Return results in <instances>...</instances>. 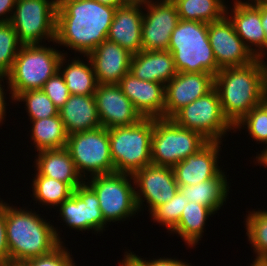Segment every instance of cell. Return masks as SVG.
<instances>
[{
	"label": "cell",
	"instance_id": "d6a6232c",
	"mask_svg": "<svg viewBox=\"0 0 267 266\" xmlns=\"http://www.w3.org/2000/svg\"><path fill=\"white\" fill-rule=\"evenodd\" d=\"M13 101L25 104V110L30 120L50 118L59 114L58 108L42 89L22 92Z\"/></svg>",
	"mask_w": 267,
	"mask_h": 266
},
{
	"label": "cell",
	"instance_id": "1f68e13d",
	"mask_svg": "<svg viewBox=\"0 0 267 266\" xmlns=\"http://www.w3.org/2000/svg\"><path fill=\"white\" fill-rule=\"evenodd\" d=\"M244 220L246 236L255 253L253 261H267V210L248 211Z\"/></svg>",
	"mask_w": 267,
	"mask_h": 266
},
{
	"label": "cell",
	"instance_id": "60d3db41",
	"mask_svg": "<svg viewBox=\"0 0 267 266\" xmlns=\"http://www.w3.org/2000/svg\"><path fill=\"white\" fill-rule=\"evenodd\" d=\"M4 81H6V82H4ZM3 82V83H2ZM6 83V85L8 84V75H6L4 72H2L1 70H0V124L2 123L3 124V121L5 120V118H6V102L7 101H5V100H7L6 99V94H5V85H3V84H5Z\"/></svg>",
	"mask_w": 267,
	"mask_h": 266
},
{
	"label": "cell",
	"instance_id": "cb8c5ba5",
	"mask_svg": "<svg viewBox=\"0 0 267 266\" xmlns=\"http://www.w3.org/2000/svg\"><path fill=\"white\" fill-rule=\"evenodd\" d=\"M59 115L68 135L101 127L94 95H70Z\"/></svg>",
	"mask_w": 267,
	"mask_h": 266
},
{
	"label": "cell",
	"instance_id": "bcb514c9",
	"mask_svg": "<svg viewBox=\"0 0 267 266\" xmlns=\"http://www.w3.org/2000/svg\"><path fill=\"white\" fill-rule=\"evenodd\" d=\"M150 0H120L122 6L144 7Z\"/></svg>",
	"mask_w": 267,
	"mask_h": 266
},
{
	"label": "cell",
	"instance_id": "30bf717a",
	"mask_svg": "<svg viewBox=\"0 0 267 266\" xmlns=\"http://www.w3.org/2000/svg\"><path fill=\"white\" fill-rule=\"evenodd\" d=\"M66 149L74 161L77 172L82 178L84 177V181L88 177L114 172L107 128L101 126L68 135Z\"/></svg>",
	"mask_w": 267,
	"mask_h": 266
},
{
	"label": "cell",
	"instance_id": "ee69618b",
	"mask_svg": "<svg viewBox=\"0 0 267 266\" xmlns=\"http://www.w3.org/2000/svg\"><path fill=\"white\" fill-rule=\"evenodd\" d=\"M260 13H261V21H262V26L264 28L265 31V36H266V54L262 55L259 59H266V55H267V6H256Z\"/></svg>",
	"mask_w": 267,
	"mask_h": 266
},
{
	"label": "cell",
	"instance_id": "f546056e",
	"mask_svg": "<svg viewBox=\"0 0 267 266\" xmlns=\"http://www.w3.org/2000/svg\"><path fill=\"white\" fill-rule=\"evenodd\" d=\"M179 19L211 23L226 15L225 0H171Z\"/></svg>",
	"mask_w": 267,
	"mask_h": 266
},
{
	"label": "cell",
	"instance_id": "e575fe53",
	"mask_svg": "<svg viewBox=\"0 0 267 266\" xmlns=\"http://www.w3.org/2000/svg\"><path fill=\"white\" fill-rule=\"evenodd\" d=\"M22 44L10 22L0 23V70L8 75Z\"/></svg>",
	"mask_w": 267,
	"mask_h": 266
},
{
	"label": "cell",
	"instance_id": "603a6c76",
	"mask_svg": "<svg viewBox=\"0 0 267 266\" xmlns=\"http://www.w3.org/2000/svg\"><path fill=\"white\" fill-rule=\"evenodd\" d=\"M129 72L140 80L164 85L178 73L173 55L168 50H141L133 54Z\"/></svg>",
	"mask_w": 267,
	"mask_h": 266
},
{
	"label": "cell",
	"instance_id": "4dcf8cb0",
	"mask_svg": "<svg viewBox=\"0 0 267 266\" xmlns=\"http://www.w3.org/2000/svg\"><path fill=\"white\" fill-rule=\"evenodd\" d=\"M34 176L31 182L33 192L31 196L40 206L55 209L74 192L67 183L42 176L38 172L34 173Z\"/></svg>",
	"mask_w": 267,
	"mask_h": 266
},
{
	"label": "cell",
	"instance_id": "836d02e7",
	"mask_svg": "<svg viewBox=\"0 0 267 266\" xmlns=\"http://www.w3.org/2000/svg\"><path fill=\"white\" fill-rule=\"evenodd\" d=\"M188 203V199L178 190L170 201L159 205L150 213L151 221L159 223V226L164 225L167 232H170L178 224Z\"/></svg>",
	"mask_w": 267,
	"mask_h": 266
},
{
	"label": "cell",
	"instance_id": "d6986e66",
	"mask_svg": "<svg viewBox=\"0 0 267 266\" xmlns=\"http://www.w3.org/2000/svg\"><path fill=\"white\" fill-rule=\"evenodd\" d=\"M221 144L220 141H209L198 152L177 163L173 171L178 186H193L219 176L223 172L218 165Z\"/></svg>",
	"mask_w": 267,
	"mask_h": 266
},
{
	"label": "cell",
	"instance_id": "44dd1931",
	"mask_svg": "<svg viewBox=\"0 0 267 266\" xmlns=\"http://www.w3.org/2000/svg\"><path fill=\"white\" fill-rule=\"evenodd\" d=\"M118 85L144 118H164V84L140 80L128 72Z\"/></svg>",
	"mask_w": 267,
	"mask_h": 266
},
{
	"label": "cell",
	"instance_id": "c3c4849f",
	"mask_svg": "<svg viewBox=\"0 0 267 266\" xmlns=\"http://www.w3.org/2000/svg\"><path fill=\"white\" fill-rule=\"evenodd\" d=\"M267 115V93H264L258 105Z\"/></svg>",
	"mask_w": 267,
	"mask_h": 266
},
{
	"label": "cell",
	"instance_id": "7a4b0ae2",
	"mask_svg": "<svg viewBox=\"0 0 267 266\" xmlns=\"http://www.w3.org/2000/svg\"><path fill=\"white\" fill-rule=\"evenodd\" d=\"M39 210L15 207L5 202V225L10 266L51 253L62 241L60 231L43 219ZM48 221V222H47ZM52 224V225H51Z\"/></svg>",
	"mask_w": 267,
	"mask_h": 266
},
{
	"label": "cell",
	"instance_id": "277c9868",
	"mask_svg": "<svg viewBox=\"0 0 267 266\" xmlns=\"http://www.w3.org/2000/svg\"><path fill=\"white\" fill-rule=\"evenodd\" d=\"M168 51L173 55L177 72L211 73L220 68L208 38V23L179 19L171 34Z\"/></svg>",
	"mask_w": 267,
	"mask_h": 266
},
{
	"label": "cell",
	"instance_id": "6da1fadb",
	"mask_svg": "<svg viewBox=\"0 0 267 266\" xmlns=\"http://www.w3.org/2000/svg\"><path fill=\"white\" fill-rule=\"evenodd\" d=\"M115 9L96 0H58L55 44L88 55L107 39Z\"/></svg>",
	"mask_w": 267,
	"mask_h": 266
},
{
	"label": "cell",
	"instance_id": "8d00e7d4",
	"mask_svg": "<svg viewBox=\"0 0 267 266\" xmlns=\"http://www.w3.org/2000/svg\"><path fill=\"white\" fill-rule=\"evenodd\" d=\"M64 245V243H61L51 253L30 258L18 266H77L73 257H71L72 253L70 255L68 247Z\"/></svg>",
	"mask_w": 267,
	"mask_h": 266
},
{
	"label": "cell",
	"instance_id": "ffe728a7",
	"mask_svg": "<svg viewBox=\"0 0 267 266\" xmlns=\"http://www.w3.org/2000/svg\"><path fill=\"white\" fill-rule=\"evenodd\" d=\"M132 55L117 43L106 39L87 56L98 84H118L130 71Z\"/></svg>",
	"mask_w": 267,
	"mask_h": 266
},
{
	"label": "cell",
	"instance_id": "2e32d148",
	"mask_svg": "<svg viewBox=\"0 0 267 266\" xmlns=\"http://www.w3.org/2000/svg\"><path fill=\"white\" fill-rule=\"evenodd\" d=\"M94 97L104 128L131 126L144 118L118 84H98Z\"/></svg>",
	"mask_w": 267,
	"mask_h": 266
},
{
	"label": "cell",
	"instance_id": "7c38bea8",
	"mask_svg": "<svg viewBox=\"0 0 267 266\" xmlns=\"http://www.w3.org/2000/svg\"><path fill=\"white\" fill-rule=\"evenodd\" d=\"M132 176L139 212L144 210L143 205H148L150 214L159 205L170 201L179 190L172 167L150 164Z\"/></svg>",
	"mask_w": 267,
	"mask_h": 266
},
{
	"label": "cell",
	"instance_id": "7402d4cb",
	"mask_svg": "<svg viewBox=\"0 0 267 266\" xmlns=\"http://www.w3.org/2000/svg\"><path fill=\"white\" fill-rule=\"evenodd\" d=\"M143 7L122 6L115 9L107 39L137 54L142 50Z\"/></svg>",
	"mask_w": 267,
	"mask_h": 266
},
{
	"label": "cell",
	"instance_id": "5bb4252c",
	"mask_svg": "<svg viewBox=\"0 0 267 266\" xmlns=\"http://www.w3.org/2000/svg\"><path fill=\"white\" fill-rule=\"evenodd\" d=\"M144 7L142 50H168L171 34L179 21L175 4L171 0H150Z\"/></svg>",
	"mask_w": 267,
	"mask_h": 266
},
{
	"label": "cell",
	"instance_id": "4fadbf2b",
	"mask_svg": "<svg viewBox=\"0 0 267 266\" xmlns=\"http://www.w3.org/2000/svg\"><path fill=\"white\" fill-rule=\"evenodd\" d=\"M61 221L69 229L103 233L108 226L104 221L96 193L83 182L58 208ZM106 226V227H105Z\"/></svg>",
	"mask_w": 267,
	"mask_h": 266
},
{
	"label": "cell",
	"instance_id": "e0dca14e",
	"mask_svg": "<svg viewBox=\"0 0 267 266\" xmlns=\"http://www.w3.org/2000/svg\"><path fill=\"white\" fill-rule=\"evenodd\" d=\"M215 76L211 73L178 72L165 85L164 118L171 119L179 110L214 88Z\"/></svg>",
	"mask_w": 267,
	"mask_h": 266
},
{
	"label": "cell",
	"instance_id": "ac0fdd59",
	"mask_svg": "<svg viewBox=\"0 0 267 266\" xmlns=\"http://www.w3.org/2000/svg\"><path fill=\"white\" fill-rule=\"evenodd\" d=\"M233 3L230 9L228 5L226 6V16L232 22L235 32L245 46L256 58H260L266 54V36L261 13L250 0L245 2L234 0Z\"/></svg>",
	"mask_w": 267,
	"mask_h": 266
},
{
	"label": "cell",
	"instance_id": "d4e9b609",
	"mask_svg": "<svg viewBox=\"0 0 267 266\" xmlns=\"http://www.w3.org/2000/svg\"><path fill=\"white\" fill-rule=\"evenodd\" d=\"M37 154L33 162L34 172L67 183L73 190L84 182L66 148L41 150Z\"/></svg>",
	"mask_w": 267,
	"mask_h": 266
},
{
	"label": "cell",
	"instance_id": "8992f818",
	"mask_svg": "<svg viewBox=\"0 0 267 266\" xmlns=\"http://www.w3.org/2000/svg\"><path fill=\"white\" fill-rule=\"evenodd\" d=\"M153 118L108 129L114 172L133 175L151 162Z\"/></svg>",
	"mask_w": 267,
	"mask_h": 266
},
{
	"label": "cell",
	"instance_id": "74e56055",
	"mask_svg": "<svg viewBox=\"0 0 267 266\" xmlns=\"http://www.w3.org/2000/svg\"><path fill=\"white\" fill-rule=\"evenodd\" d=\"M42 90L58 110L64 106L71 95L66 86V82L59 71L44 83Z\"/></svg>",
	"mask_w": 267,
	"mask_h": 266
},
{
	"label": "cell",
	"instance_id": "d590c367",
	"mask_svg": "<svg viewBox=\"0 0 267 266\" xmlns=\"http://www.w3.org/2000/svg\"><path fill=\"white\" fill-rule=\"evenodd\" d=\"M244 128L247 129L246 132L248 131V135L257 144L266 145L267 147V115L259 106L252 108L234 125L233 133Z\"/></svg>",
	"mask_w": 267,
	"mask_h": 266
},
{
	"label": "cell",
	"instance_id": "3957f363",
	"mask_svg": "<svg viewBox=\"0 0 267 266\" xmlns=\"http://www.w3.org/2000/svg\"><path fill=\"white\" fill-rule=\"evenodd\" d=\"M224 116L234 126L252 108L257 107L264 90V71L259 58L242 67L222 68L215 75Z\"/></svg>",
	"mask_w": 267,
	"mask_h": 266
},
{
	"label": "cell",
	"instance_id": "9a60e30c",
	"mask_svg": "<svg viewBox=\"0 0 267 266\" xmlns=\"http://www.w3.org/2000/svg\"><path fill=\"white\" fill-rule=\"evenodd\" d=\"M208 38L220 69L242 67L257 59L237 35L226 15L219 21L208 23Z\"/></svg>",
	"mask_w": 267,
	"mask_h": 266
},
{
	"label": "cell",
	"instance_id": "ab89813d",
	"mask_svg": "<svg viewBox=\"0 0 267 266\" xmlns=\"http://www.w3.org/2000/svg\"><path fill=\"white\" fill-rule=\"evenodd\" d=\"M134 255L144 264V266H191L189 265L190 263L173 257H158L157 259L153 258V260H145L136 255V253Z\"/></svg>",
	"mask_w": 267,
	"mask_h": 266
},
{
	"label": "cell",
	"instance_id": "f907efd6",
	"mask_svg": "<svg viewBox=\"0 0 267 266\" xmlns=\"http://www.w3.org/2000/svg\"><path fill=\"white\" fill-rule=\"evenodd\" d=\"M255 6H267V0H250Z\"/></svg>",
	"mask_w": 267,
	"mask_h": 266
},
{
	"label": "cell",
	"instance_id": "7bdbcfd3",
	"mask_svg": "<svg viewBox=\"0 0 267 266\" xmlns=\"http://www.w3.org/2000/svg\"><path fill=\"white\" fill-rule=\"evenodd\" d=\"M119 266H144V264L134 255L132 251H126L124 253V259L122 262H118Z\"/></svg>",
	"mask_w": 267,
	"mask_h": 266
},
{
	"label": "cell",
	"instance_id": "8fae6325",
	"mask_svg": "<svg viewBox=\"0 0 267 266\" xmlns=\"http://www.w3.org/2000/svg\"><path fill=\"white\" fill-rule=\"evenodd\" d=\"M171 119L183 128L199 132L209 141L222 142L229 131H234V126L223 114L215 88L183 107Z\"/></svg>",
	"mask_w": 267,
	"mask_h": 266
},
{
	"label": "cell",
	"instance_id": "f6af8a7d",
	"mask_svg": "<svg viewBox=\"0 0 267 266\" xmlns=\"http://www.w3.org/2000/svg\"><path fill=\"white\" fill-rule=\"evenodd\" d=\"M263 147V150L260 152V154L257 153L256 158L254 157V159L257 161H255V164L258 163L257 165H260V167L261 165L267 167V147Z\"/></svg>",
	"mask_w": 267,
	"mask_h": 266
},
{
	"label": "cell",
	"instance_id": "f35d334b",
	"mask_svg": "<svg viewBox=\"0 0 267 266\" xmlns=\"http://www.w3.org/2000/svg\"><path fill=\"white\" fill-rule=\"evenodd\" d=\"M0 266H10L5 225V202L0 198Z\"/></svg>",
	"mask_w": 267,
	"mask_h": 266
},
{
	"label": "cell",
	"instance_id": "484cf974",
	"mask_svg": "<svg viewBox=\"0 0 267 266\" xmlns=\"http://www.w3.org/2000/svg\"><path fill=\"white\" fill-rule=\"evenodd\" d=\"M66 56L67 52L66 54H63L60 60L59 72L63 76L70 94L94 95L98 83L92 63L88 56L83 55V57H86L87 62L81 60L79 57H75L70 61V59H67ZM66 60H68V63Z\"/></svg>",
	"mask_w": 267,
	"mask_h": 266
},
{
	"label": "cell",
	"instance_id": "5b68a950",
	"mask_svg": "<svg viewBox=\"0 0 267 266\" xmlns=\"http://www.w3.org/2000/svg\"><path fill=\"white\" fill-rule=\"evenodd\" d=\"M45 44L22 45L8 74L9 99L20 93L42 89L44 83L59 71V63L66 54ZM64 52V53H62Z\"/></svg>",
	"mask_w": 267,
	"mask_h": 266
},
{
	"label": "cell",
	"instance_id": "83f0119b",
	"mask_svg": "<svg viewBox=\"0 0 267 266\" xmlns=\"http://www.w3.org/2000/svg\"><path fill=\"white\" fill-rule=\"evenodd\" d=\"M215 214L213 210L206 206L195 201L189 202L184 207L178 224L169 234H177L188 247L193 248L199 244L203 237L207 219Z\"/></svg>",
	"mask_w": 267,
	"mask_h": 266
},
{
	"label": "cell",
	"instance_id": "816d5d0a",
	"mask_svg": "<svg viewBox=\"0 0 267 266\" xmlns=\"http://www.w3.org/2000/svg\"><path fill=\"white\" fill-rule=\"evenodd\" d=\"M250 266H267V261H252Z\"/></svg>",
	"mask_w": 267,
	"mask_h": 266
},
{
	"label": "cell",
	"instance_id": "b9f144b4",
	"mask_svg": "<svg viewBox=\"0 0 267 266\" xmlns=\"http://www.w3.org/2000/svg\"><path fill=\"white\" fill-rule=\"evenodd\" d=\"M17 0H0V23L10 22Z\"/></svg>",
	"mask_w": 267,
	"mask_h": 266
},
{
	"label": "cell",
	"instance_id": "9c48e42d",
	"mask_svg": "<svg viewBox=\"0 0 267 266\" xmlns=\"http://www.w3.org/2000/svg\"><path fill=\"white\" fill-rule=\"evenodd\" d=\"M58 0H17L10 20L22 45L55 43Z\"/></svg>",
	"mask_w": 267,
	"mask_h": 266
},
{
	"label": "cell",
	"instance_id": "681fc988",
	"mask_svg": "<svg viewBox=\"0 0 267 266\" xmlns=\"http://www.w3.org/2000/svg\"><path fill=\"white\" fill-rule=\"evenodd\" d=\"M262 66H263V71H264V90L265 93H267V61L265 62L264 59H260Z\"/></svg>",
	"mask_w": 267,
	"mask_h": 266
},
{
	"label": "cell",
	"instance_id": "ba28073f",
	"mask_svg": "<svg viewBox=\"0 0 267 266\" xmlns=\"http://www.w3.org/2000/svg\"><path fill=\"white\" fill-rule=\"evenodd\" d=\"M84 181L97 195L107 224L123 222L139 213L133 176L125 173L95 175Z\"/></svg>",
	"mask_w": 267,
	"mask_h": 266
},
{
	"label": "cell",
	"instance_id": "4316f807",
	"mask_svg": "<svg viewBox=\"0 0 267 266\" xmlns=\"http://www.w3.org/2000/svg\"><path fill=\"white\" fill-rule=\"evenodd\" d=\"M223 172L216 178L202 181L198 184L179 187V191L188 199L189 202L195 201L198 204L208 207L215 213L226 203L229 192V183ZM225 202V203H224Z\"/></svg>",
	"mask_w": 267,
	"mask_h": 266
},
{
	"label": "cell",
	"instance_id": "52a82bcc",
	"mask_svg": "<svg viewBox=\"0 0 267 266\" xmlns=\"http://www.w3.org/2000/svg\"><path fill=\"white\" fill-rule=\"evenodd\" d=\"M208 142L199 132L183 128L172 119L153 118L151 162L173 168Z\"/></svg>",
	"mask_w": 267,
	"mask_h": 266
},
{
	"label": "cell",
	"instance_id": "7dc6e473",
	"mask_svg": "<svg viewBox=\"0 0 267 266\" xmlns=\"http://www.w3.org/2000/svg\"><path fill=\"white\" fill-rule=\"evenodd\" d=\"M96 1L104 5H108L115 8L122 7L120 0H96Z\"/></svg>",
	"mask_w": 267,
	"mask_h": 266
},
{
	"label": "cell",
	"instance_id": "f1b7e54d",
	"mask_svg": "<svg viewBox=\"0 0 267 266\" xmlns=\"http://www.w3.org/2000/svg\"><path fill=\"white\" fill-rule=\"evenodd\" d=\"M30 122V139L35 145V151L66 148L68 134L59 114Z\"/></svg>",
	"mask_w": 267,
	"mask_h": 266
}]
</instances>
